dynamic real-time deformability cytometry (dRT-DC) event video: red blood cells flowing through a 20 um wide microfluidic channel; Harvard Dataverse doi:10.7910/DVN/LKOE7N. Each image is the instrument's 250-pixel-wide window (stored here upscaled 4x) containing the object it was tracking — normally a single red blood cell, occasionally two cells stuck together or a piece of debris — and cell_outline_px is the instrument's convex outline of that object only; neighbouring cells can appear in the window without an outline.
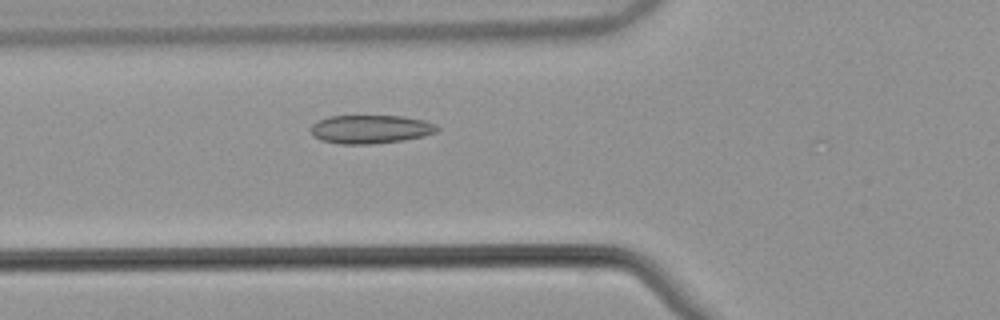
{"species": "common noctule bat (a hibernating species)", "species_latin": "Nyctalus noctula", "temperature_condition": "warm", "stored_images_in_passage": 19, "camera_frame_rate_fps": 3000, "um_per_image_px": 0.085, "animal": {"sex": "male", "body_mass_g": 21.5, "forearm_length_mm": 52.0}, "frame": {"image": 1, "passage_image": 16, "time_ms": 5.0, "image_size_px": [1000, 320], "cell_outline_px": [[440, 128], [436, 132], [424, 136], [404, 140], [372, 144], [340, 144], [320, 140], [312, 136], [312, 124], [328, 116], [404, 116], [424, 120], [436, 124]], "centroid_in_image_um": [31.52, 10.98], "position_along_channel_um": 94.3, "area_um2": 21.1}}